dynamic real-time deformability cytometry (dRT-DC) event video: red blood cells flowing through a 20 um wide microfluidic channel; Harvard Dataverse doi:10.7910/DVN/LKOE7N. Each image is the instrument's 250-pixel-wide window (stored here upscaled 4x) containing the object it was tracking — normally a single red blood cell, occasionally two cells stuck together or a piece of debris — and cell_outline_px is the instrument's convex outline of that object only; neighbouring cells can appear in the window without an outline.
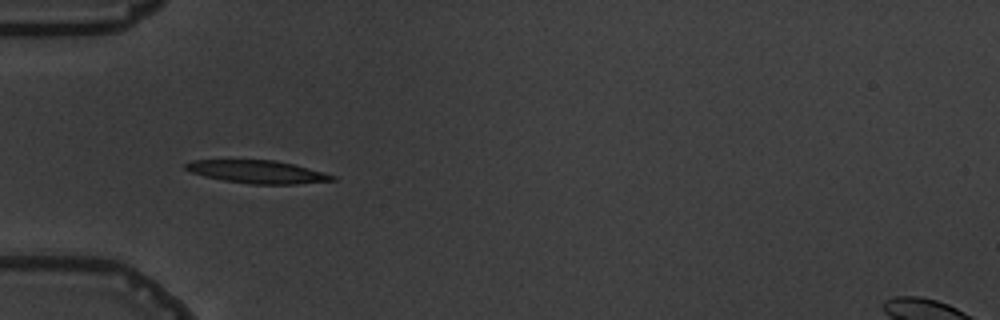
{"species": "common noctule bat (a hibernating species)", "species_latin": "Nyctalus noctula", "temperature_condition": "warm", "stored_images_in_passage": 9, "camera_frame_rate_fps": 3000, "um_per_image_px": 0.085, "animal": {"sex": "male", "body_mass_g": 19.5, "forearm_length_mm": 54.6}, "frame": {"image": 1, "passage_image": 6, "time_ms": 5.667, "image_size_px": [1000, 320], "cell_outline_px": [[336, 180], [296, 184], [252, 184], [224, 180], [204, 176], [192, 172], [184, 168], [184, 164], [192, 160], [276, 160], [324, 172], [336, 176]], "centroid_in_image_um": [21.89, 14.6], "position_along_channel_um": 63.1, "area_um2": 19.42}}